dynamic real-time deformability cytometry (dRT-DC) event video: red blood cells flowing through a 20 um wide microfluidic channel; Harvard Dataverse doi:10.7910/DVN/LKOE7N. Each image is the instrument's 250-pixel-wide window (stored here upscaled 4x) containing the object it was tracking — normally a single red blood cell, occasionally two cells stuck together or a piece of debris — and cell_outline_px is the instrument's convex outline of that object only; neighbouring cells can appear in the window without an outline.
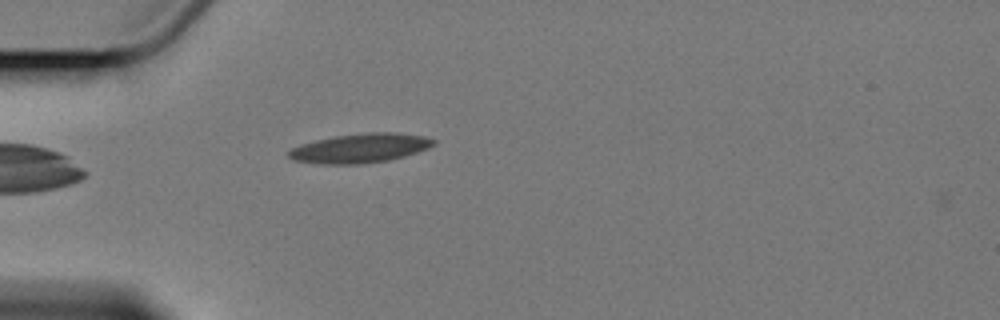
{"species": "Egyptian fruit bat (a non-hibernating species)", "species_latin": "Rousettus aegyptiacus", "temperature_condition": "cold", "stored_images_in_passage": 6, "camera_frame_rate_fps": 3000, "um_per_image_px": 0.085, "animal": {"sex": "female"}, "frame": {"image": 1, "passage_image": 6, "time_ms": 6.0, "image_size_px": [1000, 320], "cell_outline_px": [[436, 144], [428, 148], [404, 156], [388, 160], [360, 164], [320, 164], [292, 160], [288, 156], [288, 152], [292, 148], [300, 144], [316, 140], [336, 136], [368, 132], [400, 132], [424, 136], [436, 140]], "centroid_in_image_um": [30.62, 12.59], "position_along_channel_um": 54.4, "area_um2": 24.74}}